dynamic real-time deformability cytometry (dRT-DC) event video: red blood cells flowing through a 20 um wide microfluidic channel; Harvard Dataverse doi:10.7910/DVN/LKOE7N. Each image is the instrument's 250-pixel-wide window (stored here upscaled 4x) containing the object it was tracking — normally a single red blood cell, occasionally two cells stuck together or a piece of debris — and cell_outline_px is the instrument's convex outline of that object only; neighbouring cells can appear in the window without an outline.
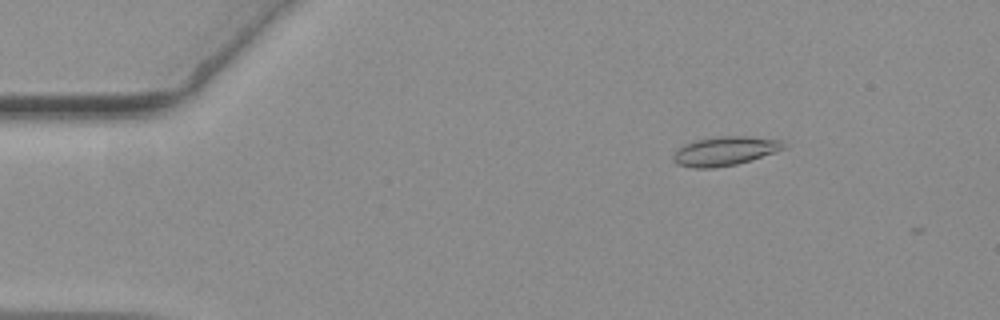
{"species": "common noctule bat (a hibernating species)", "species_latin": "Nyctalus noctula", "temperature_condition": "warm", "stored_images_in_passage": 50, "camera_frame_rate_fps": 3000, "um_per_image_px": 0.085, "animal": {"sex": "female", "body_mass_g": 19.3, "forearm_length_mm": 54.1}, "frame": {"image": 1, "passage_image": 8, "time_ms": 2.333, "image_size_px": [1000, 320], "cell_outline_px": [[788, 144], [784, 148], [776, 152], [736, 164], [716, 168], [692, 168], [676, 164], [672, 160], [672, 156], [676, 148], [684, 144], [696, 140], [720, 136], [748, 136], [784, 140]], "centroid_in_image_um": [61.6, 12.84], "position_along_channel_um": 23.4, "area_um2": 18.96}}
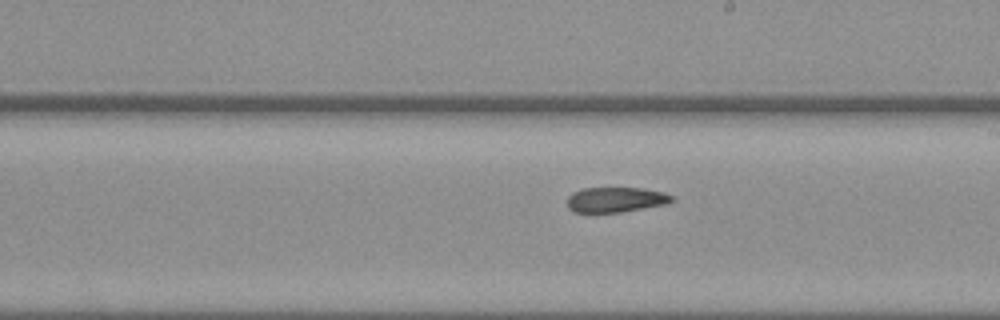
{"frame": {"image": 2, "passage_image": 32, "time_ms": 10.333, "image_size_px": [1000, 320], "cell_outline_px": [[676, 200], [668, 204], [620, 212], [572, 212], [568, 208], [568, 196], [572, 192], [580, 188], [644, 188], [664, 192], [672, 196]], "centroid_in_image_um": [52.35, 16.96], "position_along_channel_um": 236.6, "area_um2": 15.49}}
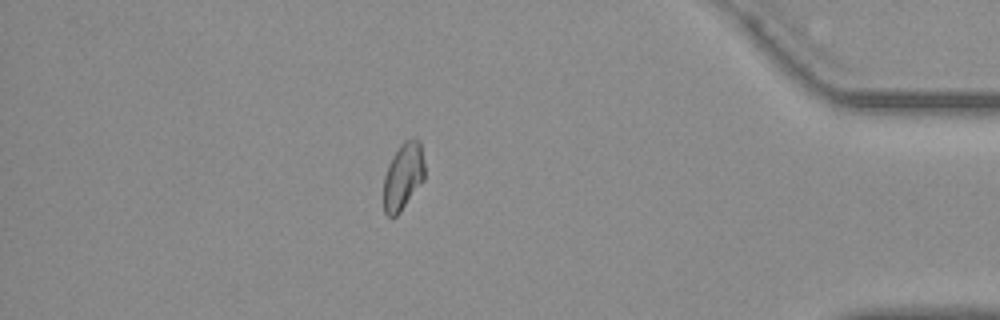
{"frame": {"image": 3, "passage_image": 49, "time_ms": 16.0, "image_size_px": [1000, 320], "cell_outline_px": [[424, 180], [400, 212], [396, 216], [388, 216], [384, 212], [384, 176], [388, 164], [392, 156], [400, 144], [404, 140], [412, 136], [416, 136], [420, 140], [424, 164]], "centroid_in_image_um": [34.28, 14.93], "position_along_channel_um": 400.9, "area_um2": 16.24}}